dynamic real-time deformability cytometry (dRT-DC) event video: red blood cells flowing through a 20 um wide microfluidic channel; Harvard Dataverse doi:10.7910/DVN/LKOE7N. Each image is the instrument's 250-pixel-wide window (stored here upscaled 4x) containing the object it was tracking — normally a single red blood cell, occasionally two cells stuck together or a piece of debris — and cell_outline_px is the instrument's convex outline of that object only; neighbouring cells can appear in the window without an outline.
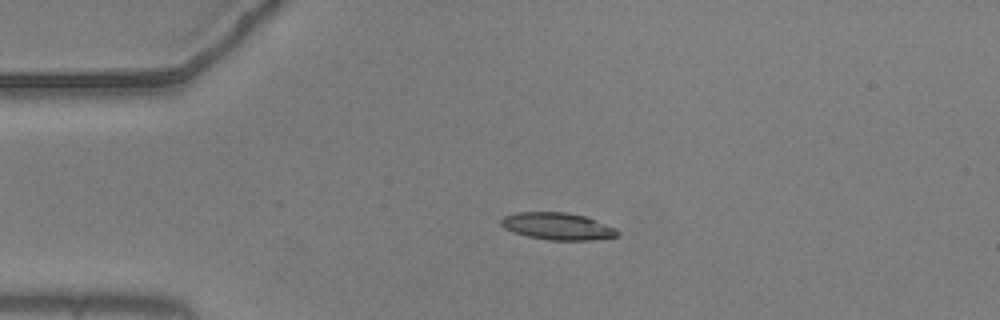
{"species": "common noctule bat (a hibernating species)", "species_latin": "Nyctalus noctula", "temperature_condition": "warm", "stored_images_in_passage": 44, "camera_frame_rate_fps": 3000, "um_per_image_px": 0.085, "animal": {"sex": "male", "body_mass_g": 20.5, "forearm_length_mm": 52.5}, "frame": {"image": 1, "passage_image": 1, "time_ms": 0.0, "image_size_px": [1000, 320], "cell_outline_px": [[620, 236], [592, 240], [548, 240], [528, 236], [504, 228], [500, 224], [500, 220], [504, 216], [516, 212], [564, 212], [584, 216], [616, 228], [620, 232]], "centroid_in_image_um": [47.41, 19.23], "position_along_channel_um": 37.6, "area_um2": 18.32}}
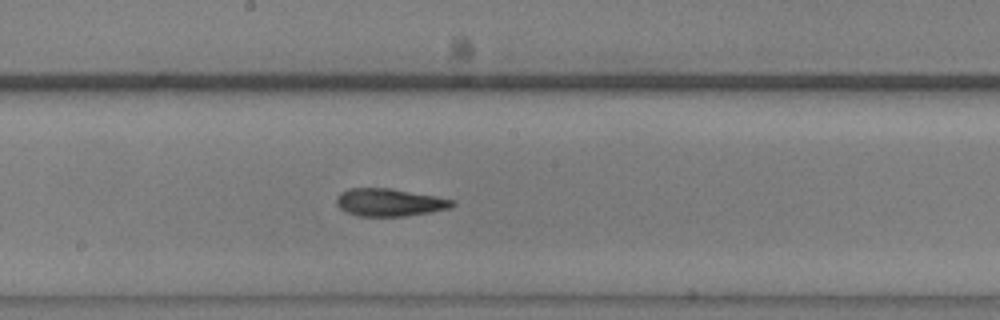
{"frame": {"image": 2, "passage_image": 18, "time_ms": 5.667, "image_size_px": [1000, 320], "cell_outline_px": [[456, 204], [448, 208], [428, 212], [404, 216], [360, 216], [348, 212], [340, 208], [336, 204], [336, 196], [340, 192], [348, 188], [388, 188], [436, 196], [456, 200]], "centroid_in_image_um": [33.08, 17.19], "position_along_channel_um": 215.1, "area_um2": 18.55}}
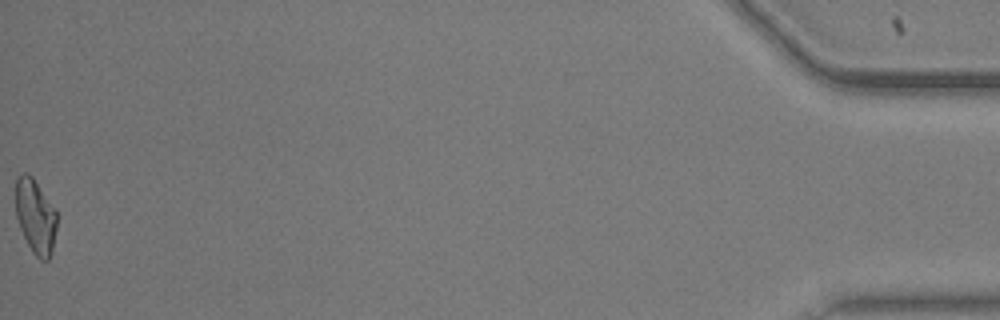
{"frame": {"image": 3, "passage_image": 44, "time_ms": 14.333, "image_size_px": [1000, 320], "cell_outline_px": [[56, 228], [52, 252], [48, 260], [40, 260], [32, 252], [20, 228], [16, 216], [16, 176], [24, 172], [28, 172], [32, 176], [56, 212]], "centroid_in_image_um": [3.0, 18.39], "position_along_channel_um": 432.2, "area_um2": 17.69}, "authors_computed_cell_mechanics": {"area_um2": 18.496, "velocity_mm_per_s": 3.6794, "shape_relaxation_time_tau1_ms": 6.0899, "shape_relaxation_time_tau2_ms": 3.8849, "deformation_change_tau1": 0.19, "deformation_change_tau2": 0.1202}}